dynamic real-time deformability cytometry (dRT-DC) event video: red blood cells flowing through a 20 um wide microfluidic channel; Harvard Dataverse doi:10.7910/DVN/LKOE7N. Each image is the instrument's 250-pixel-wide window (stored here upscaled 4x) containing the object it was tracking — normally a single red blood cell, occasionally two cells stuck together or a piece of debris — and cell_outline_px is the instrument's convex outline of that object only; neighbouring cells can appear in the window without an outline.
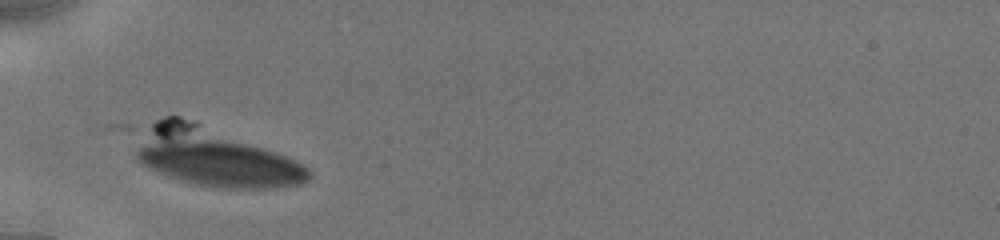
{"species": "human", "species_latin": "Homo sapiens", "temperature_condition": "cold", "stored_images_in_passage": 26, "camera_frame_rate_fps": 3000, "um_per_image_px": 0.085, "donor": {"sex": "male"}, "frame": {"image": 1, "passage_image": 1, "time_ms": 0.0, "image_size_px": [1000, 240], "cell_outline_px": [[312, 176], [308, 180], [300, 184], [276, 188], [220, 188], [196, 184], [180, 180], [168, 176], [140, 164], [136, 160], [136, 152], [144, 128], [156, 120], [164, 116], [180, 116], [196, 120], [296, 160], [304, 164], [312, 172]], "centroid_in_image_um": [18.22, 13.34], "position_along_channel_um": 66.8, "area_um2": 58.84}}
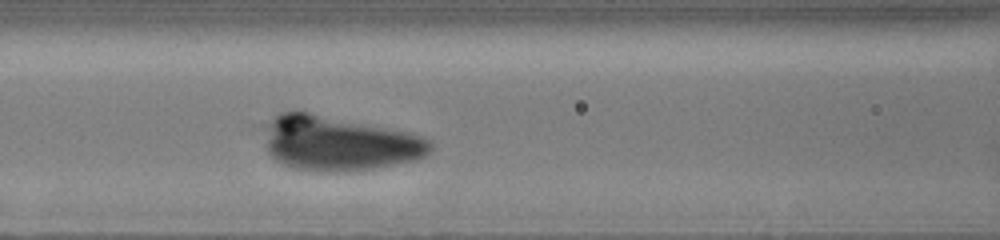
{"frame": {"image": 2, "passage_image": 16, "time_ms": 2.0, "image_size_px": [1000, 240], "cell_outline_px": [[432, 148], [424, 156], [416, 160], [396, 164], [372, 168], [344, 172], [316, 172], [296, 168], [284, 164], [276, 160], [268, 152], [252, 124], [280, 112], [308, 112], [408, 132], [420, 136], [428, 140], [432, 144]], "centroid_in_image_um": [28.57, 12.15], "position_along_channel_um": 138.0, "area_um2": 54.22}}
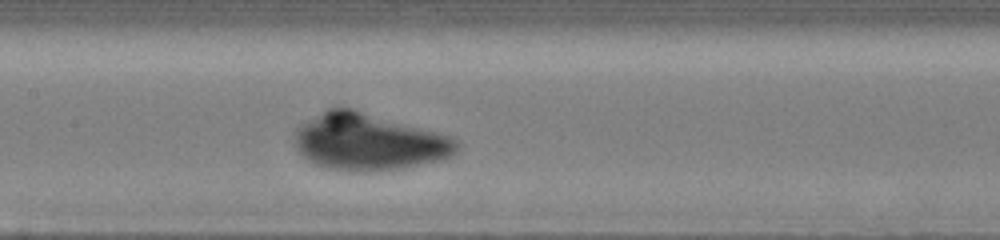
{"frame": {"image": 3, "passage_image": 23, "time_ms": 3.0, "image_size_px": [1000, 240], "cell_outline_px": [[460, 148], [452, 156], [420, 164], [400, 168], [372, 172], [360, 172], [324, 168], [308, 160], [296, 148], [296, 128], [300, 124], [328, 108], [352, 108], [424, 128], [452, 136], [460, 144]], "centroid_in_image_um": [31.35, 12.06], "position_along_channel_um": 176.0, "area_um2": 53.58}}